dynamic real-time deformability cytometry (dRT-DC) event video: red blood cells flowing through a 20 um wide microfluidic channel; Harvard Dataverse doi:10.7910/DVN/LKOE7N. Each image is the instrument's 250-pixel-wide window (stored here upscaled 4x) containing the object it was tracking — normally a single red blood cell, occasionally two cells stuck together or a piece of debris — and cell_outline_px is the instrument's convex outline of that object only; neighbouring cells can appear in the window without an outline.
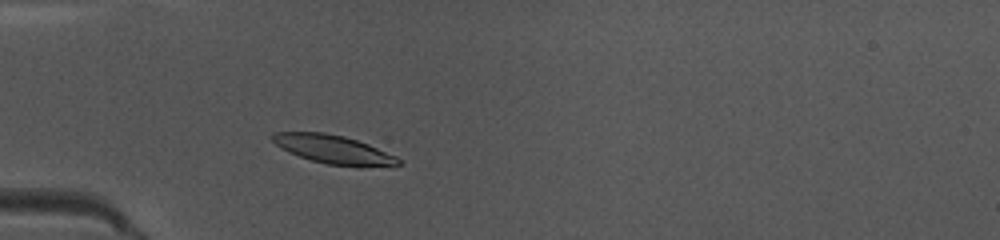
{"species": "common noctule bat (a hibernating species)", "species_latin": "Nyctalus noctula", "temperature_condition": "warm", "stored_images_in_passage": 48, "camera_frame_rate_fps": 3000, "um_per_image_px": 0.085, "animal": {"sex": "female", "body_mass_g": 10.0, "forearm_length_mm": 53.1}, "frame": {"image": 1, "passage_image": 14, "time_ms": 4.333, "image_size_px": [1000, 240], "cell_outline_px": [[400, 164], [360, 168], [328, 164], [312, 160], [288, 152], [276, 144], [272, 140], [272, 132], [324, 132], [344, 136], [368, 144], [396, 156], [400, 160]], "centroid_in_image_um": [28.35, 12.71], "position_along_channel_um": 56.6, "area_um2": 20.92}}
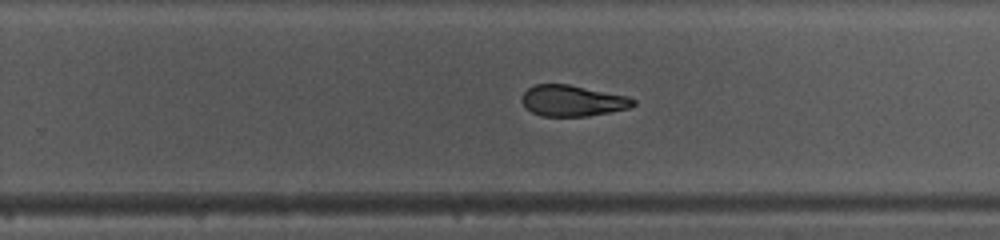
{"frame": {"image": 2, "passage_image": 31, "time_ms": 10.0, "image_size_px": [1000, 240], "cell_outline_px": [[636, 104], [628, 108], [612, 112], [588, 116], [540, 116], [532, 112], [520, 100], [524, 92], [532, 84], [568, 84], [628, 96], [636, 100]], "centroid_in_image_um": [48.67, 8.56], "position_along_channel_um": 281.1, "area_um2": 20.23}}
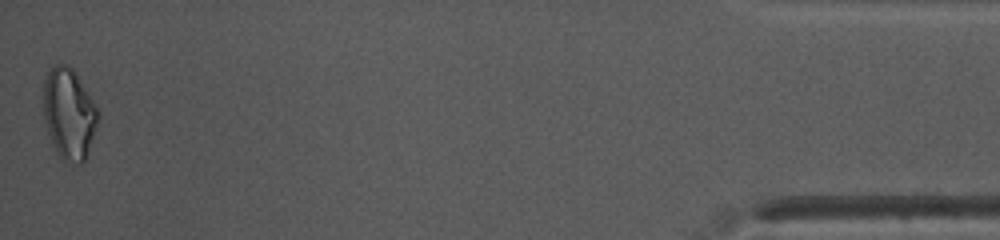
{"frame": {"image": 3, "passage_image": 48, "time_ms": 15.667, "image_size_px": [1000, 240], "cell_outline_px": [[100, 116], [84, 164], [76, 164], [60, 156], [52, 144], [48, 132], [44, 116], [44, 80], [48, 68], [56, 64], [68, 64], [72, 68], [100, 112]], "centroid_in_image_um": [5.87, 9.65], "position_along_channel_um": 429.3, "area_um2": 28.78}, "authors_computed_cell_mechanics": {"area_um2": 20.9236, "velocity_mm_per_s": 4.0866, "shape_relaxation_time_tau1_ms": 7.0198, "shape_relaxation_time_tau2_ms": 4.169, "deformation_change_tau1": 0.18, "deformation_change_tau2": 0.0813}}